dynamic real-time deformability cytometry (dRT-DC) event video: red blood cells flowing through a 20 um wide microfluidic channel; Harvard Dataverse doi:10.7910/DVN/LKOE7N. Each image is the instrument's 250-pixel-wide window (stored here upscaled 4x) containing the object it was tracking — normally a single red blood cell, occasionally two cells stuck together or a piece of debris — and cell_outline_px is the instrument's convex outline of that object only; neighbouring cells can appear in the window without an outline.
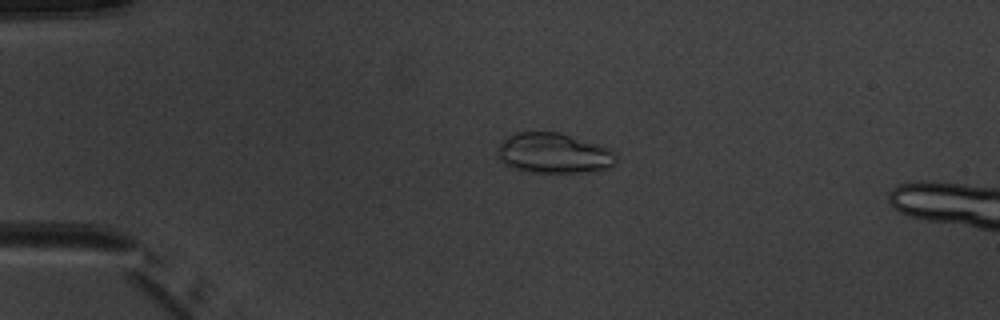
{"species": "common noctule bat (a hibernating species)", "species_latin": "Nyctalus noctula", "temperature_condition": "warm", "stored_images_in_passage": 4, "camera_frame_rate_fps": 3000, "um_per_image_px": 0.085, "animal": {"sex": "male", "body_mass_g": 20.1, "forearm_length_mm": 53.5}, "frame": {"image": 1, "passage_image": 3, "time_ms": 2.333, "image_size_px": [1000, 320], "cell_outline_px": [[616, 164], [608, 168], [588, 172], [532, 172], [512, 168], [504, 164], [496, 156], [496, 152], [504, 136], [512, 132], [560, 132], [596, 144], [612, 152], [616, 156]], "centroid_in_image_um": [46.98, 13.02], "position_along_channel_um": 38.0, "area_um2": 27.86}}
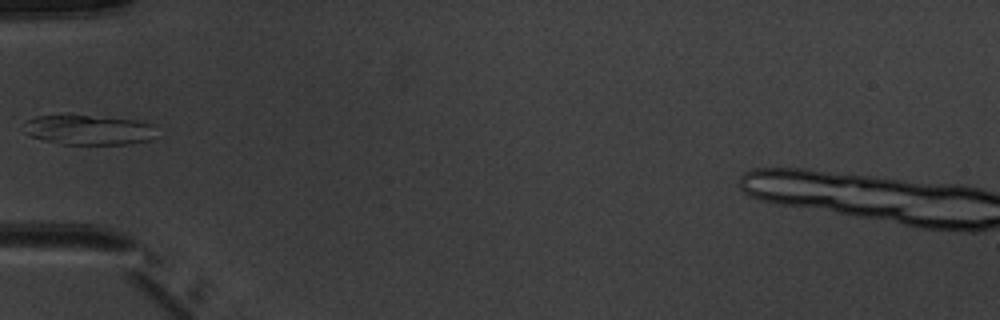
{"frame": {"image": 2, "passage_image": 4, "time_ms": 4.333, "image_size_px": [1000, 320], "cell_outline_px": [[156, 136], [152, 140], [128, 144], [64, 144], [44, 140], [32, 136], [24, 132], [24, 124], [28, 120], [36, 116], [68, 112], [136, 120], [156, 124]], "centroid_in_image_um": [7.57, 10.99], "position_along_channel_um": 77.4, "area_um2": 24.1}}